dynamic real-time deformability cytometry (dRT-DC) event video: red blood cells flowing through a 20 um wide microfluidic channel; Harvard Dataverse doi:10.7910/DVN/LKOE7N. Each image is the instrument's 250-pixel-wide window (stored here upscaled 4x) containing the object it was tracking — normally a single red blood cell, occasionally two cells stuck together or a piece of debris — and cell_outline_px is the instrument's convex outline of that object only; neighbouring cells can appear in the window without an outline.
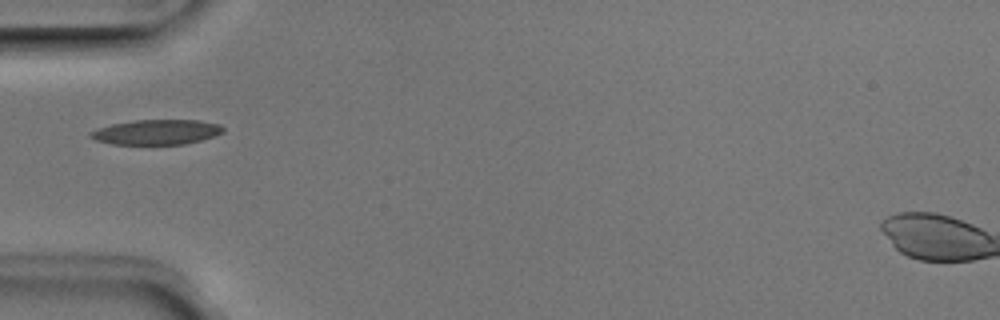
{"species": "Egyptian fruit bat (a non-hibernating species)", "species_latin": "Rousettus aegyptiacus", "temperature_condition": "room temperature", "stored_images_in_passage": 17, "camera_frame_rate_fps": 3000, "um_per_image_px": 0.085, "animal": {"sex": "male"}, "frame": {"image": 1, "passage_image": 1, "time_ms": 0.0, "image_size_px": [1000, 320], "cell_outline_px": [[224, 132], [200, 140], [184, 144], [112, 144], [96, 140], [88, 136], [88, 132], [96, 128], [112, 124], [136, 120], [200, 120], [220, 124], [224, 128]], "centroid_in_image_um": [13.28, 11.22], "position_along_channel_um": 71.7, "area_um2": 19.31}}